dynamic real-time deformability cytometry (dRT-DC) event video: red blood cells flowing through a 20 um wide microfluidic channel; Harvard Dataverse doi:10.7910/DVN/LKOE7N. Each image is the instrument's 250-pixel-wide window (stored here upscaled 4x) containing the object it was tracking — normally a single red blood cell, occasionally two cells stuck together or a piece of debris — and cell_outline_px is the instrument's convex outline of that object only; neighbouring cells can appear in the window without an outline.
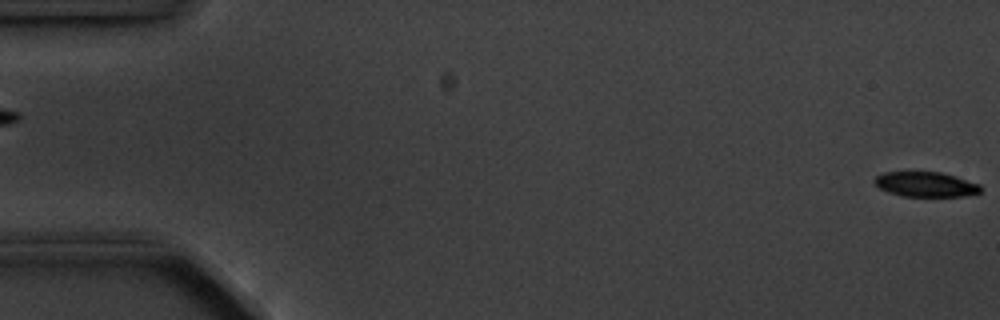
{"species": "common noctule bat (a hibernating species)", "species_latin": "Nyctalus noctula", "temperature_condition": "cold", "stored_images_in_passage": 16, "camera_frame_rate_fps": 3000, "um_per_image_px": 0.085, "animal": {"sex": "male", "body_mass_g": 20.1, "forearm_length_mm": 53.5}, "frame": {"image": 1, "passage_image": 1, "time_ms": 0.0, "image_size_px": [1000, 320], "cell_outline_px": [[980, 192], [964, 196], [900, 196], [888, 192], [880, 188], [872, 180], [876, 176], [884, 172], [940, 172], [956, 176], [980, 184]], "centroid_in_image_um": [78.67, 15.66], "position_along_channel_um": 6.3, "area_um2": 15.37}}
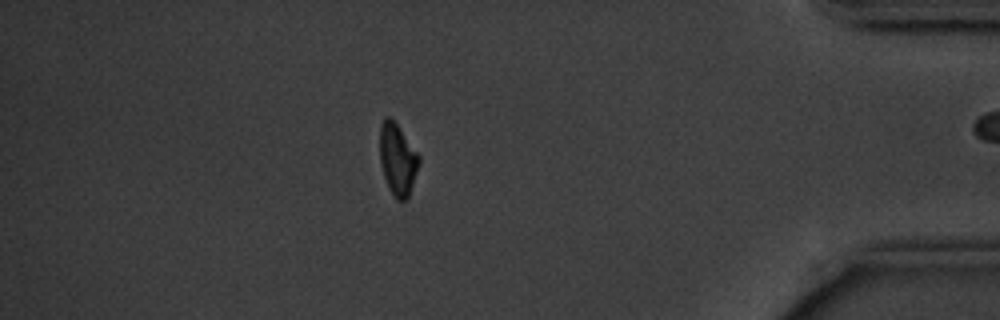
{"frame": {"image": 2, "passage_image": 14, "time_ms": 16.0, "image_size_px": [1000, 320], "cell_outline_px": [[420, 164], [408, 196], [404, 200], [396, 200], [388, 188], [380, 164], [380, 124], [384, 116], [388, 116], [396, 124], [420, 156]], "centroid_in_image_um": [33.78, 13.55], "position_along_channel_um": 401.4, "area_um2": 16.24}, "authors_computed_cell_mechanics": {"area_um2": 17.2533, "velocity_mm_per_s": 3.5947, "shape_relaxation_time_tau1_ms": 3.1772, "shape_relaxation_time_tau2_ms": null, "deformation_change_tau1": 0.0984, "deformation_change_tau2": null}}